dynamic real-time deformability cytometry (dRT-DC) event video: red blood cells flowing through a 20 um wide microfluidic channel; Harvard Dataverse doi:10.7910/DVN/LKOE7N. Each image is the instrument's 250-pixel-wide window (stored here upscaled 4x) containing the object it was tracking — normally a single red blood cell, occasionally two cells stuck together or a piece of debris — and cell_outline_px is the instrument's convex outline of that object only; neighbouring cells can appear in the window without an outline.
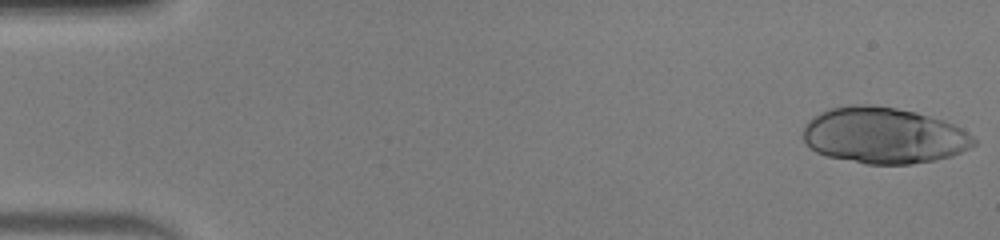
{"species": "human", "species_latin": "Homo sapiens", "temperature_condition": "warm", "stored_images_in_passage": 50, "camera_frame_rate_fps": 3000, "um_per_image_px": 0.085, "donor": {"sex": "male"}, "frame": {"image": 1, "passage_image": 1, "time_ms": 0.0, "image_size_px": [1000, 240], "cell_outline_px": [[976, 144], [952, 156], [936, 160], [912, 164], [864, 164], [828, 156], [816, 152], [804, 140], [804, 124], [808, 120], [820, 112], [832, 108], [848, 104], [864, 104], [896, 108], [916, 112], [944, 120], [960, 128], [972, 136], [976, 140]], "centroid_in_image_um": [75.11, 11.52], "position_along_channel_um": 9.9, "area_um2": 55.83}}
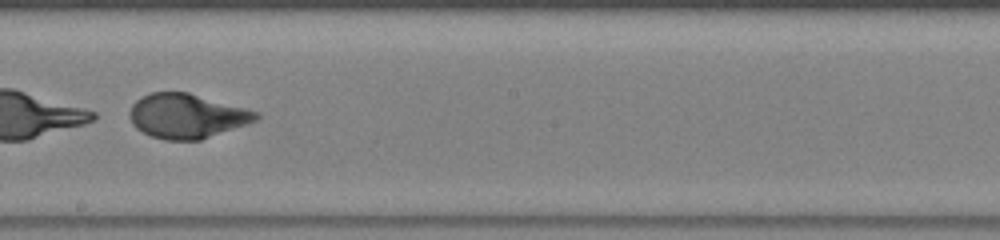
{"frame": {"image": 2, "passage_image": 29, "time_ms": 9.333, "image_size_px": [1000, 240], "cell_outline_px": [[260, 116], [256, 120], [248, 124], [200, 140], [164, 140], [152, 136], [136, 128], [132, 124], [128, 116], [128, 112], [132, 104], [136, 100], [152, 92], [188, 92], [248, 108], [260, 112]], "centroid_in_image_um": [15.89, 9.86], "position_along_channel_um": 232.3, "area_um2": 33.0}}
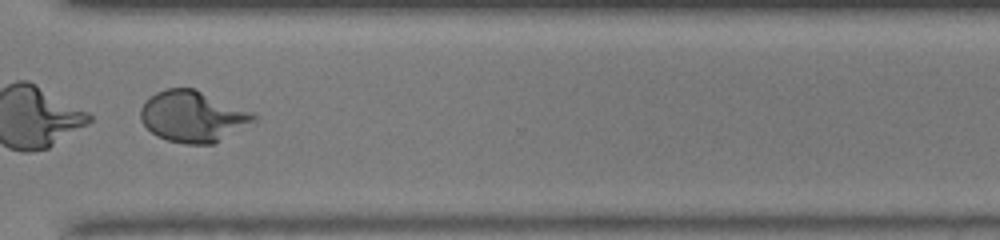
{"frame": {"image": 3, "passage_image": 38, "time_ms": 12.333, "image_size_px": [1000, 240], "cell_outline_px": [[256, 120], [212, 144], [184, 144], [168, 140], [156, 136], [140, 120], [140, 108], [156, 92], [168, 88], [192, 88], [256, 112]], "centroid_in_image_um": [16.4, 9.89], "position_along_channel_um": 354.2, "area_um2": 33.41}}